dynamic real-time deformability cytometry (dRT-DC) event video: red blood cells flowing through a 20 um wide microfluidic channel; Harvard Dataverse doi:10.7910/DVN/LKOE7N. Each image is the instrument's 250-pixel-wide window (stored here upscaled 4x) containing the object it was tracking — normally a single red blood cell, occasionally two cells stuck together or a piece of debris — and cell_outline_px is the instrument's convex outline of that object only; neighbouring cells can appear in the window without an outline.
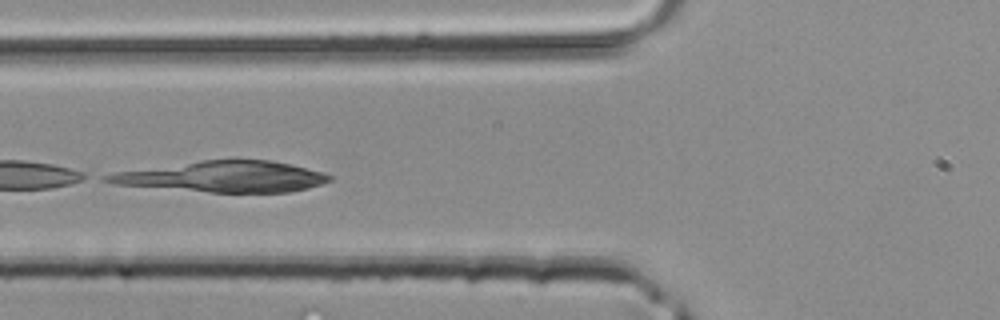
{"species": "common noctule bat (a hibernating species)", "species_latin": "Nyctalus noctula", "temperature_condition": "room temperature", "stored_images_in_passage": 16, "camera_frame_rate_fps": 3000, "um_per_image_px": 0.085, "animal": {"sex": "male", "body_mass_g": 20.4}, "frame": {"image": 1, "passage_image": 14, "time_ms": 4.333, "image_size_px": [1000, 320], "cell_outline_px": [[332, 180], [308, 188], [288, 192], [208, 192], [116, 184], [100, 180], [104, 176], [116, 172], [200, 160], [272, 160], [292, 164], [320, 172], [332, 176]], "centroid_in_image_um": [18.97, 15.01], "position_along_channel_um": 106.8, "area_um2": 39.65}}